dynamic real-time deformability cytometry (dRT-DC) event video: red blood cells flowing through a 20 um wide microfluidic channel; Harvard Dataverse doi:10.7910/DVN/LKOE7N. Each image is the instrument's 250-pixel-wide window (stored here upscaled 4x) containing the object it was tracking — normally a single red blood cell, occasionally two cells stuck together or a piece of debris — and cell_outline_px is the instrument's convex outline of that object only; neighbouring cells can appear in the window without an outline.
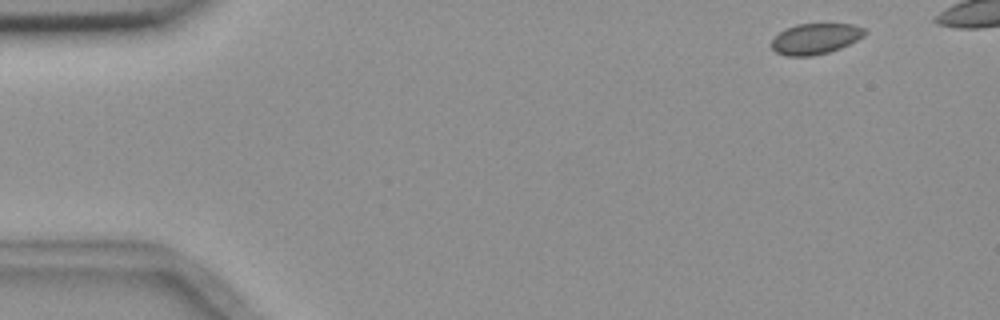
{"species": "common noctule bat (a hibernating species)", "species_latin": "Nyctalus noctula", "temperature_condition": "room temperature", "stored_images_in_passage": 5, "camera_frame_rate_fps": 3000, "um_per_image_px": 0.085, "animal": {"sex": "female", "body_mass_g": 18.4}, "frame": {"image": 1, "passage_image": 1, "time_ms": 0.0, "image_size_px": [1000, 320], "cell_outline_px": [[868, 32], [864, 36], [840, 48], [828, 52], [812, 56], [784, 56], [776, 52], [772, 48], [772, 40], [780, 32], [796, 24], [856, 24], [864, 28]], "centroid_in_image_um": [69.33, 3.29], "position_along_channel_um": 15.7, "area_um2": 16.65}}